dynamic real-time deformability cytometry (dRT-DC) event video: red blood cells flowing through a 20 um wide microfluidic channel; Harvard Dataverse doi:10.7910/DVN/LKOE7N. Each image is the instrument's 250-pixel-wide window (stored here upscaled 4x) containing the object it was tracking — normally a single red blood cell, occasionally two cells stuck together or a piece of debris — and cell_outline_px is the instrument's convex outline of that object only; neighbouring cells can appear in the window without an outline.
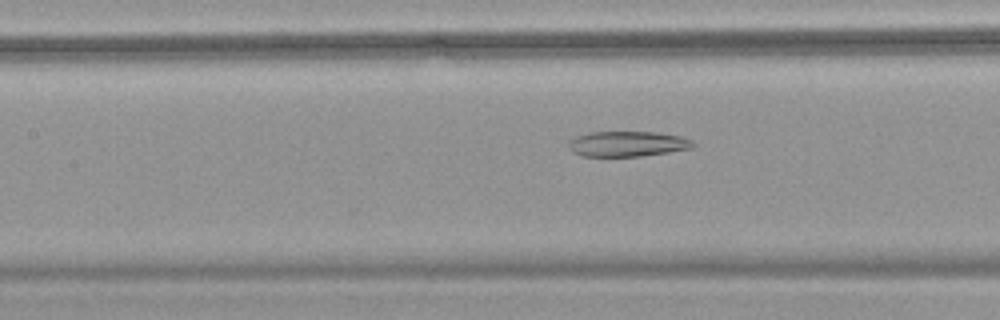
{"species": "common noctule bat (a hibernating species)", "species_latin": "Nyctalus noctula", "temperature_condition": "warm", "stored_images_in_passage": 35, "camera_frame_rate_fps": 3000, "um_per_image_px": 0.085, "animal": {"sex": "female", "body_mass_g": 18.4}, "frame": {"image": 1, "passage_image": 10, "time_ms": 3.0, "image_size_px": [1000, 320], "cell_outline_px": [[696, 144], [692, 148], [668, 152], [640, 156], [580, 156], [572, 152], [568, 148], [568, 140], [576, 136], [592, 132], [656, 132], [680, 136], [692, 140]], "centroid_in_image_um": [53.3, 12.23], "position_along_channel_um": 154.1, "area_um2": 18.44}}
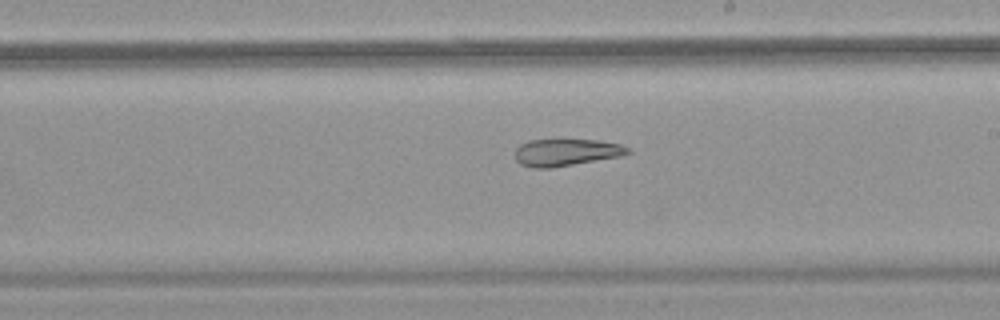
{"frame": {"image": 2, "passage_image": 17, "time_ms": 5.333, "image_size_px": [1000, 320], "cell_outline_px": [[632, 152], [620, 156], [552, 168], [532, 168], [520, 164], [516, 160], [516, 148], [520, 144], [528, 140], [600, 140], [620, 144], [628, 148]], "centroid_in_image_um": [48.1, 12.95], "position_along_channel_um": 240.9, "area_um2": 17.74}}
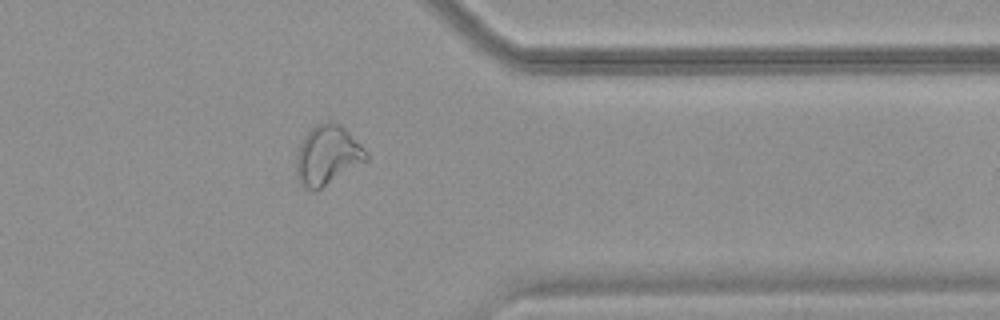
{"frame": {"image": 3, "passage_image": 29, "time_ms": 9.333, "image_size_px": [1000, 320], "cell_outline_px": [[368, 160], [316, 192], [312, 192], [304, 188], [300, 184], [296, 176], [296, 156], [300, 144], [304, 136], [316, 124], [328, 120], [340, 124], [368, 152]], "centroid_in_image_um": [27.81, 13.23], "position_along_channel_um": 383.6, "area_um2": 24.51}, "authors_computed_cell_mechanics": {"area_um2": 20.2878, "velocity_mm_per_s": 3.7382, "shape_relaxation_time_tau1_ms": null, "shape_relaxation_time_tau2_ms": 4.9586, "deformation_change_tau1": null, "deformation_change_tau2": 0.1383}}